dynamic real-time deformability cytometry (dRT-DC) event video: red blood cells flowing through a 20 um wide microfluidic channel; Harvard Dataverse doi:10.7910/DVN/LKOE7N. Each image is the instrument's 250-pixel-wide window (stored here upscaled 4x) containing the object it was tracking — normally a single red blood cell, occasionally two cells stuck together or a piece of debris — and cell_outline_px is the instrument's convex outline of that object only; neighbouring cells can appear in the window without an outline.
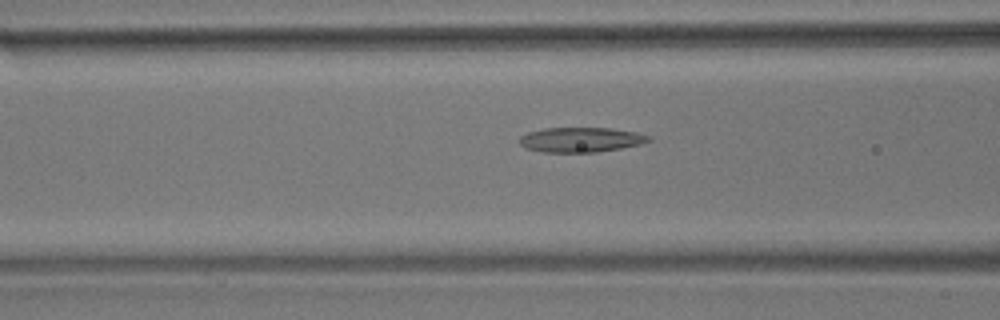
{"species": "common noctule bat (a hibernating species)", "species_latin": "Nyctalus noctula", "temperature_condition": "room temperature", "stored_images_in_passage": 43, "camera_frame_rate_fps": 3000, "um_per_image_px": 0.085, "animal": {"sex": "male", "body_mass_g": 17.9}, "frame": {"image": 1, "passage_image": 10, "time_ms": 3.0, "image_size_px": [1000, 320], "cell_outline_px": [[652, 140], [640, 144], [620, 148], [596, 152], [540, 152], [524, 148], [520, 144], [520, 136], [528, 132], [544, 128], [612, 128], [636, 132], [652, 136]], "centroid_in_image_um": [49.37, 11.87], "position_along_channel_um": 117.2, "area_um2": 18.79}}
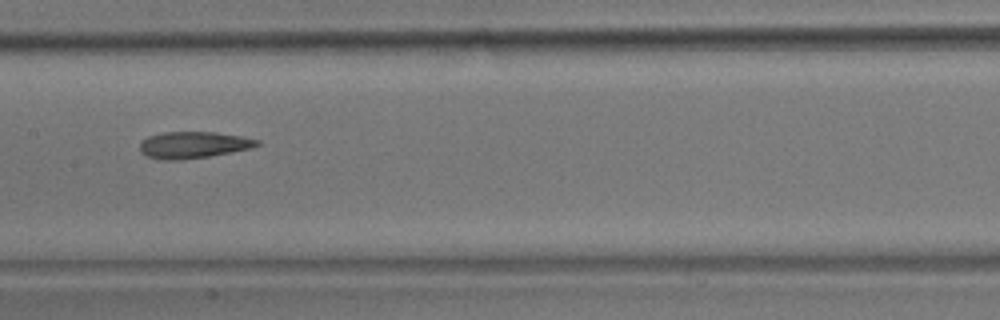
{"frame": {"image": 2, "passage_image": 16, "time_ms": 5.0, "image_size_px": [1000, 320], "cell_outline_px": [[260, 144], [252, 148], [232, 152], [208, 156], [180, 160], [160, 160], [148, 156], [140, 152], [140, 140], [148, 136], [164, 132], [216, 132], [240, 136], [260, 140]], "centroid_in_image_um": [16.41, 12.31], "position_along_channel_um": 191.0, "area_um2": 18.26}}
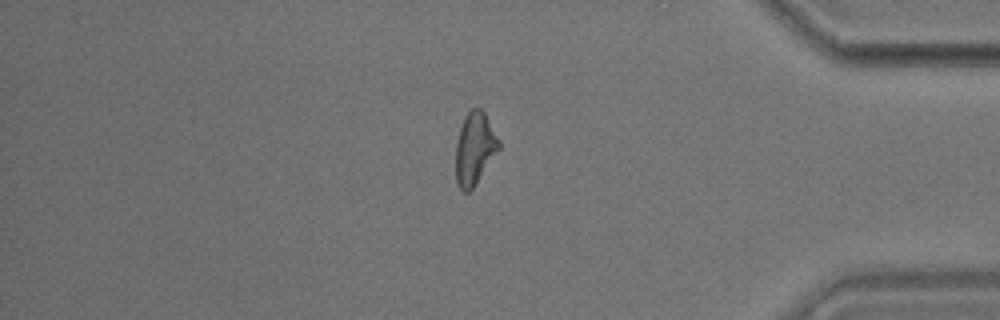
{"frame": {"image": 3, "passage_image": 35, "time_ms": 11.333, "image_size_px": [1000, 320], "cell_outline_px": [[500, 148], [472, 188], [468, 192], [464, 192], [460, 188], [456, 180], [456, 140], [464, 116], [472, 108], [480, 108], [484, 112], [500, 140]], "centroid_in_image_um": [40.34, 12.59], "position_along_channel_um": 394.9, "area_um2": 17.98}, "authors_computed_cell_mechanics": {"area_um2": 18.2648, "velocity_mm_per_s": 3.6755, "shape_relaxation_time_tau1_ms": null, "shape_relaxation_time_tau2_ms": 6.0681, "deformation_change_tau1": null, "deformation_change_tau2": 0.1861}}